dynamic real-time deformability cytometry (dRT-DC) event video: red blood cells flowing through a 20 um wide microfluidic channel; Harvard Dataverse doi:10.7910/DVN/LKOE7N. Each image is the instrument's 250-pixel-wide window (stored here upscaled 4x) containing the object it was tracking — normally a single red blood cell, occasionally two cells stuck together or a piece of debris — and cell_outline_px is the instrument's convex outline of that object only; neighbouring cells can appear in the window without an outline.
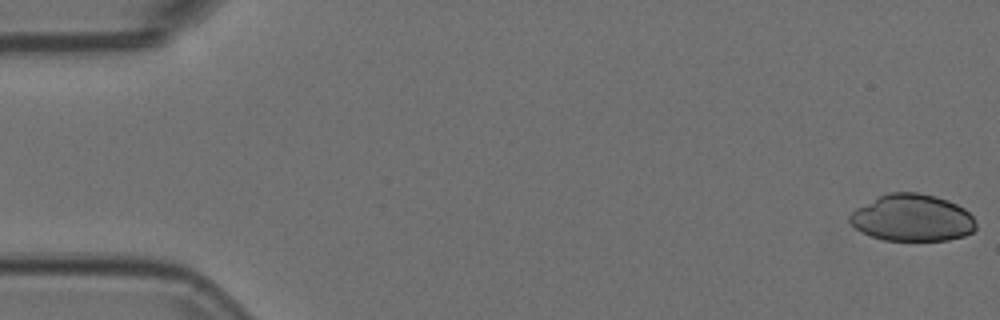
{"species": "Egyptian fruit bat (a non-hibernating species)", "species_latin": "Rousettus aegyptiacus", "temperature_condition": "room temperature", "stored_images_in_passage": 4, "camera_frame_rate_fps": 3000, "um_per_image_px": 0.085, "animal": {"sex": "female"}, "frame": {"image": 1, "passage_image": 1, "time_ms": 0.0, "image_size_px": [1000, 320], "cell_outline_px": [[976, 228], [972, 232], [964, 236], [948, 240], [884, 240], [860, 232], [848, 220], [848, 216], [856, 208], [888, 192], [920, 192], [936, 196], [948, 200], [964, 208], [972, 216], [976, 224]], "centroid_in_image_um": [77.54, 18.51], "position_along_channel_um": 7.5, "area_um2": 34.51}}